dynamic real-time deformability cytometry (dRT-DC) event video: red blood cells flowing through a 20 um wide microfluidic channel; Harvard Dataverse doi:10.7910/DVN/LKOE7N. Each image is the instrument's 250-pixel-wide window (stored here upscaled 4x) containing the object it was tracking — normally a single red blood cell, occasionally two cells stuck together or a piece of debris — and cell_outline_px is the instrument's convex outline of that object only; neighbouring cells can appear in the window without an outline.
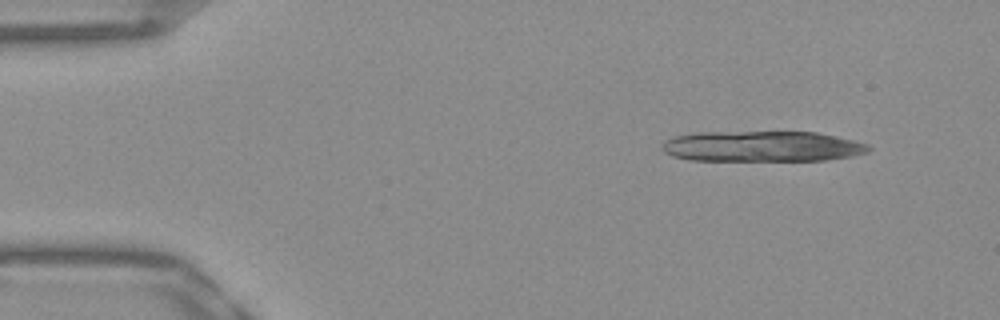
{"species": "Egyptian fruit bat (a non-hibernating species)", "species_latin": "Rousettus aegyptiacus", "temperature_condition": "warm", "stored_images_in_passage": 21, "camera_frame_rate_fps": 3000, "um_per_image_px": 0.085, "frame": {"image": 1, "passage_image": 4, "time_ms": 1.0, "image_size_px": [1000, 320], "cell_outline_px": [[872, 148], [868, 152], [852, 156], [824, 160], [692, 160], [672, 156], [664, 152], [660, 144], [664, 140], [672, 136], [696, 132], [816, 132], [836, 136], [868, 144]], "centroid_in_image_um": [64.74, 12.43], "position_along_channel_um": 20.3, "area_um2": 36.99}}